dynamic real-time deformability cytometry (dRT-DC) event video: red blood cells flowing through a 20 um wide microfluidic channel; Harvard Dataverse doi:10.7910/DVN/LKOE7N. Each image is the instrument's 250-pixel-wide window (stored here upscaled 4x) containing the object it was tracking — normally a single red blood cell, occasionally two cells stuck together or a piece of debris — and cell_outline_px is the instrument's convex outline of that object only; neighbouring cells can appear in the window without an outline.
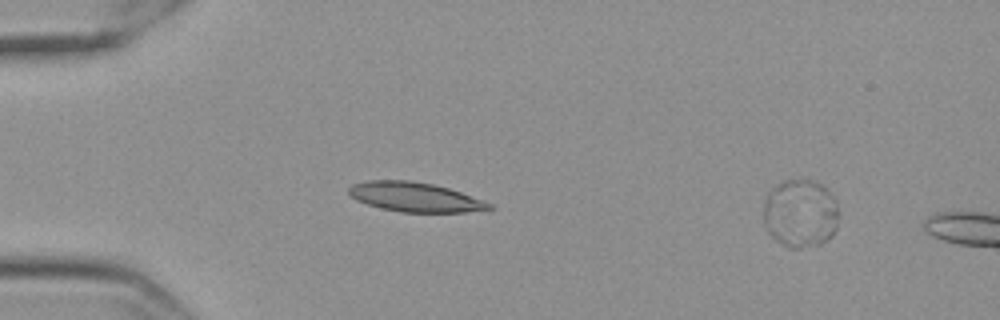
{"species": "Egyptian fruit bat (a non-hibernating species)", "species_latin": "Rousettus aegyptiacus", "temperature_condition": "cold", "stored_images_in_passage": 17, "segment_of_instrument_passage": [2, 2], "camera_frame_rate_fps": 3000, "um_per_image_px": 0.085, "frame": {"image": 1, "passage_image": 17, "time_ms": 5.333, "image_size_px": [1000, 320], "cell_outline_px": [[836, 228], [832, 236], [820, 244], [800, 248], [788, 248], [776, 240], [768, 232], [764, 224], [764, 200], [768, 192], [776, 184], [784, 180], [816, 180], [836, 200]], "centroid_in_image_um": [67.99, 18.14], "position_along_channel_um": 17.0, "area_um2": 29.82}}